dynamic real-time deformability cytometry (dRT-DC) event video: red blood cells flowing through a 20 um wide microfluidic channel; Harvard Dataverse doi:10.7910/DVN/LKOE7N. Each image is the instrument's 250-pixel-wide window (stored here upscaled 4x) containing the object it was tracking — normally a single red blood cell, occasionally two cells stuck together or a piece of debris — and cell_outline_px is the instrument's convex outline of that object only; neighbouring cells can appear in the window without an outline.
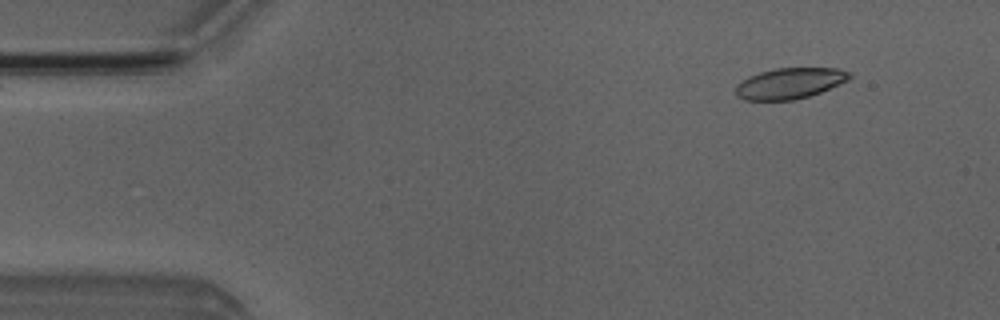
{"species": "Egyptian fruit bat (a non-hibernating species)", "species_latin": "Rousettus aegyptiacus", "temperature_condition": "room temperature", "stored_images_in_passage": 6, "camera_frame_rate_fps": 3000, "um_per_image_px": 0.085, "animal": {"sex": "male"}, "frame": {"image": 1, "passage_image": 1, "time_ms": 0.0, "image_size_px": [1000, 320], "cell_outline_px": [[852, 76], [848, 80], [820, 92], [808, 96], [792, 100], [744, 100], [736, 96], [736, 84], [740, 80], [748, 76], [760, 72], [776, 68], [840, 68], [852, 72]], "centroid_in_image_um": [67.11, 7.07], "position_along_channel_um": 17.9, "area_um2": 20.58}}